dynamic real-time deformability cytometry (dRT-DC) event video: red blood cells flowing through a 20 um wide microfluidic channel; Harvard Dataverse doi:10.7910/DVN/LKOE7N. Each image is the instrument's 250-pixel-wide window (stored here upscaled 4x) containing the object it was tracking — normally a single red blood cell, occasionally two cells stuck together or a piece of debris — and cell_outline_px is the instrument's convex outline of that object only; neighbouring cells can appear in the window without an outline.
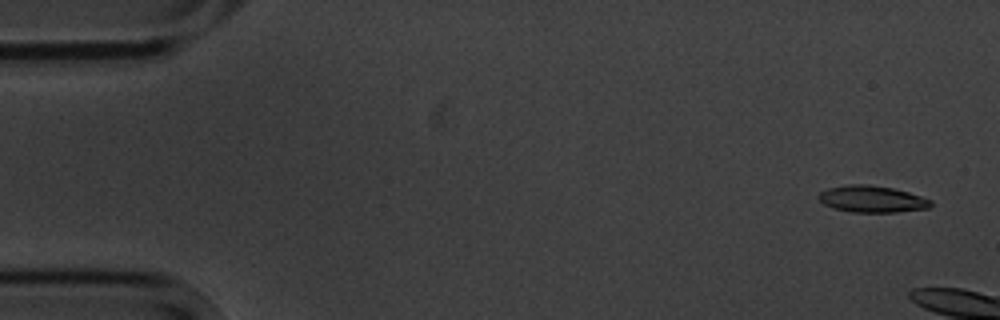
{"species": "common noctule bat (a hibernating species)", "species_latin": "Nyctalus noctula", "temperature_condition": "cold", "stored_images_in_passage": 3, "camera_frame_rate_fps": 3000, "um_per_image_px": 0.085, "animal": {"sex": "male", "body_mass_g": 20.1, "forearm_length_mm": 53.5}, "frame": {"image": 1, "passage_image": 1, "time_ms": 0.0, "image_size_px": [1000, 320], "cell_outline_px": [[932, 204], [928, 208], [896, 212], [852, 212], [832, 208], [824, 204], [816, 196], [820, 192], [828, 188], [848, 184], [868, 184], [892, 188], [908, 192], [932, 200]], "centroid_in_image_um": [74.09, 16.92], "position_along_channel_um": 10.9, "area_um2": 17.46}}